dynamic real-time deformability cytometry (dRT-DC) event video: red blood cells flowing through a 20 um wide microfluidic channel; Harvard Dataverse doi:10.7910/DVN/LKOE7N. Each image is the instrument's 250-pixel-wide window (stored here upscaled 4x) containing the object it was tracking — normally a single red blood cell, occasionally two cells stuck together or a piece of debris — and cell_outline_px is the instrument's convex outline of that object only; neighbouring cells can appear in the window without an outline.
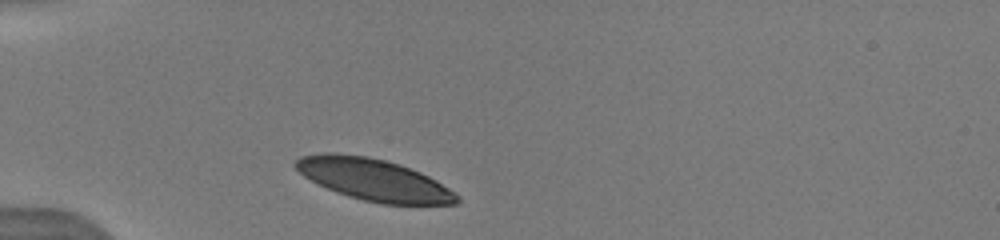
{"species": "human", "species_latin": "Homo sapiens", "temperature_condition": "warm", "stored_images_in_passage": 2, "camera_frame_rate_fps": 3000, "um_per_image_px": 0.085, "donor": {"sex": "male"}, "frame": {"image": 1, "passage_image": 1, "time_ms": 0.0, "image_size_px": [1000, 240], "cell_outline_px": [[460, 200], [456, 204], [380, 204], [348, 196], [336, 192], [304, 176], [292, 164], [300, 156], [324, 152], [332, 152], [368, 156], [400, 164], [420, 172], [436, 180], [456, 192], [460, 196]], "centroid_in_image_um": [31.79, 15.26], "position_along_channel_um": 53.2, "area_um2": 39.3}}